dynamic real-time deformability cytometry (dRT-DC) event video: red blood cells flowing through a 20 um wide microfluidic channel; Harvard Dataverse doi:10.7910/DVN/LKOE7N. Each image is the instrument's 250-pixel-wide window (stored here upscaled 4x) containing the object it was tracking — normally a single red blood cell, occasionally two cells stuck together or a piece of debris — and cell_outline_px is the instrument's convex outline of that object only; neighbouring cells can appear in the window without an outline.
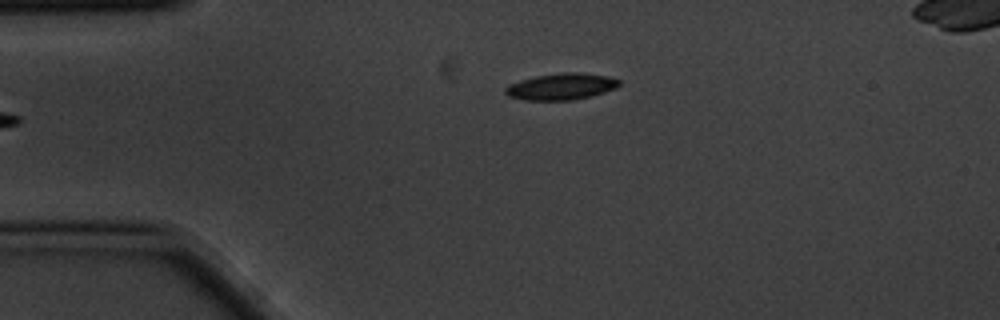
{"species": "common noctule bat (a hibernating species)", "species_latin": "Nyctalus noctula", "temperature_condition": "cold", "stored_images_in_passage": 4, "camera_frame_rate_fps": 3000, "um_per_image_px": 0.085, "animal": {"sex": "male", "body_mass_g": 20.1, "forearm_length_mm": 53.5}, "frame": {"image": 1, "passage_image": 4, "time_ms": 1.0, "image_size_px": [1000, 320], "cell_outline_px": [[620, 84], [616, 88], [604, 92], [572, 100], [524, 100], [508, 96], [504, 92], [504, 88], [520, 80], [536, 76], [564, 72], [580, 72], [608, 76], [620, 80]], "centroid_in_image_um": [47.71, 7.35], "position_along_channel_um": 37.3, "area_um2": 17.46}}